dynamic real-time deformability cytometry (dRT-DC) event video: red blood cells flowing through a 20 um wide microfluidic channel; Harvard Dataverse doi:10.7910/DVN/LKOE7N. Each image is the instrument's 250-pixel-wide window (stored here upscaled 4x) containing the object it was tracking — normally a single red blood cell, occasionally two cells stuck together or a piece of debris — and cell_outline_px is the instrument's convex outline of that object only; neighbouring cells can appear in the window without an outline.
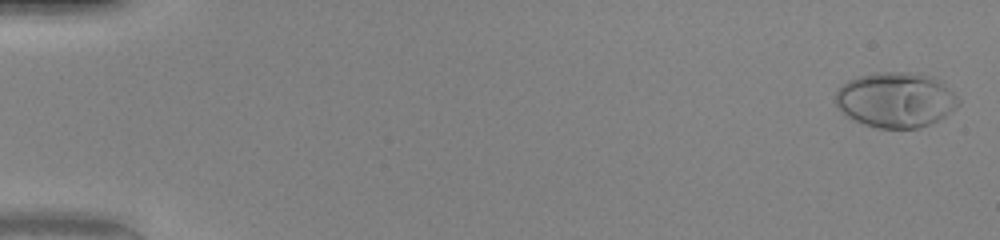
{"species": "human", "species_latin": "Homo sapiens", "temperature_condition": "warm", "stored_images_in_passage": 50, "camera_frame_rate_fps": 3000, "um_per_image_px": 0.085, "donor": {"sex": "female"}, "frame": {"image": 1, "passage_image": 1, "time_ms": 0.0, "image_size_px": [1000, 240], "cell_outline_px": [[960, 104], [956, 108], [944, 116], [920, 128], [876, 128], [864, 124], [844, 116], [836, 104], [836, 88], [848, 80], [860, 76], [876, 72], [912, 72], [932, 76], [944, 80], [960, 100]], "centroid_in_image_um": [76.15, 8.47], "position_along_channel_um": 8.9, "area_um2": 40.06}}
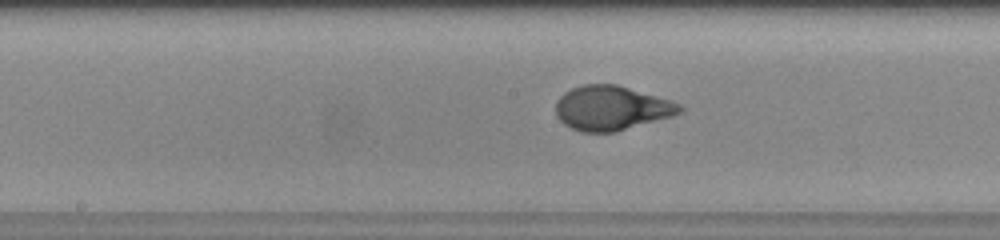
{"frame": {"image": 2, "passage_image": 27, "time_ms": 8.667, "image_size_px": [1000, 240], "cell_outline_px": [[684, 108], [680, 112], [672, 116], [616, 132], [580, 132], [564, 124], [556, 116], [556, 100], [564, 92], [572, 88], [584, 84], [616, 84], [668, 100], [680, 104]], "centroid_in_image_um": [51.93, 9.19], "position_along_channel_um": 196.3, "area_um2": 31.91}}
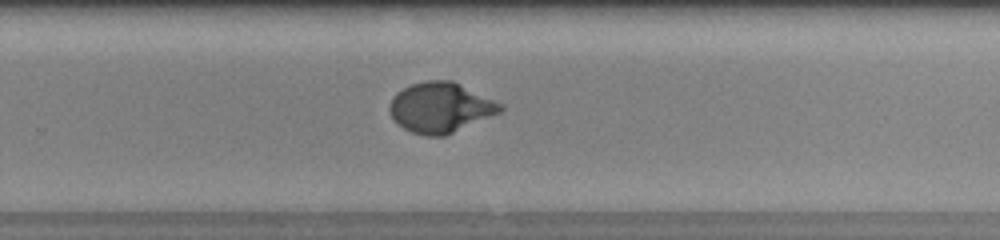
{"frame": {"image": 3, "passage_image": 34, "time_ms": 11.0, "image_size_px": [1000, 240], "cell_outline_px": [[504, 108], [500, 112], [444, 136], [424, 136], [412, 132], [396, 124], [388, 108], [392, 96], [396, 92], [412, 84], [428, 80], [452, 80], [504, 104]], "centroid_in_image_um": [37.42, 9.13], "position_along_channel_um": 292.4, "area_um2": 32.37}, "authors_computed_cell_mechanics": {"area_um2": 32.5992, "velocity_mm_per_s": 4.1398, "shape_relaxation_time_tau1_ms": 4.2713, "shape_relaxation_time_tau2_ms": null, "deformation_change_tau1": 0.2571, "deformation_change_tau2": null}}